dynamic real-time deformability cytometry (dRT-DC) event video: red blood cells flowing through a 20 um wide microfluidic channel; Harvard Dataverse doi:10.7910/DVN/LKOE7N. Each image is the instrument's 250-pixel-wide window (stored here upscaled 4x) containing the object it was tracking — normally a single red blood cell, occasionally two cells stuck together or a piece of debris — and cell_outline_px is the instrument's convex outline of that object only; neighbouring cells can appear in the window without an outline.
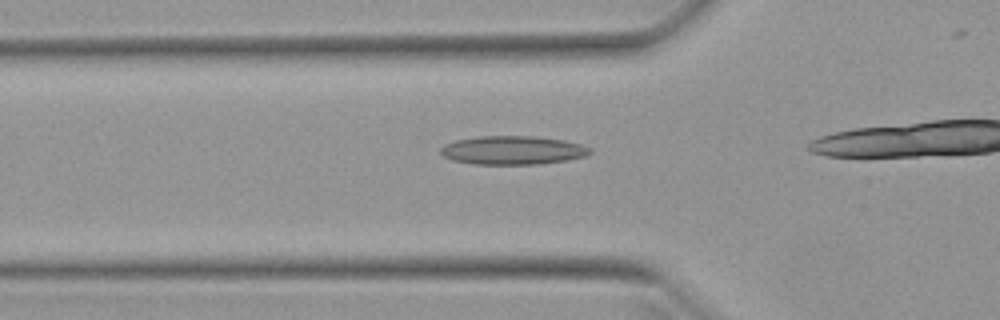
{"species": "Egyptian fruit bat (a non-hibernating species)", "species_latin": "Rousettus aegyptiacus", "temperature_condition": "warm", "stored_images_in_passage": 14, "camera_frame_rate_fps": 3000, "um_per_image_px": 0.085, "animal": {"sex": "female"}, "frame": {"image": 1, "passage_image": 7, "time_ms": 2.0, "image_size_px": [1000, 320], "cell_outline_px": [[592, 152], [584, 156], [568, 160], [536, 164], [472, 164], [452, 160], [444, 156], [440, 152], [440, 148], [444, 144], [456, 140], [480, 136], [532, 136], [564, 140], [580, 144], [592, 148]], "centroid_in_image_um": [43.57, 12.77], "position_along_channel_um": 82.2, "area_um2": 24.91}}
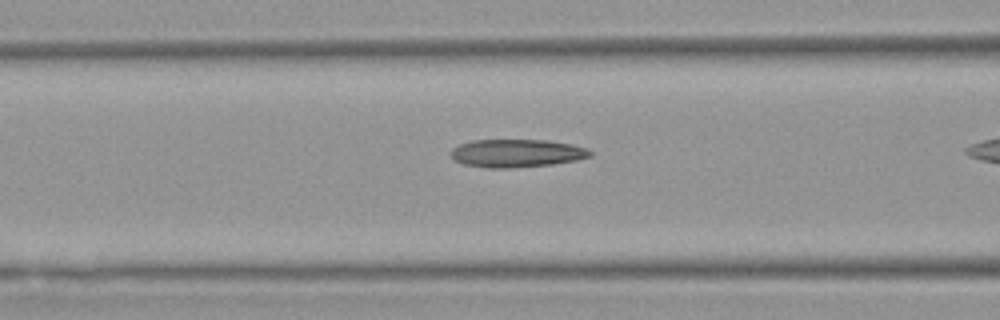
{"frame": {"image": 2, "passage_image": 10, "time_ms": 3.0, "image_size_px": [1000, 320], "cell_outline_px": [[592, 156], [576, 160], [552, 164], [508, 168], [488, 168], [464, 164], [452, 160], [448, 152], [452, 148], [460, 144], [472, 140], [548, 140], [572, 144], [588, 148], [592, 152]], "centroid_in_image_um": [43.89, 13.02], "position_along_channel_um": 122.7, "area_um2": 22.95}}